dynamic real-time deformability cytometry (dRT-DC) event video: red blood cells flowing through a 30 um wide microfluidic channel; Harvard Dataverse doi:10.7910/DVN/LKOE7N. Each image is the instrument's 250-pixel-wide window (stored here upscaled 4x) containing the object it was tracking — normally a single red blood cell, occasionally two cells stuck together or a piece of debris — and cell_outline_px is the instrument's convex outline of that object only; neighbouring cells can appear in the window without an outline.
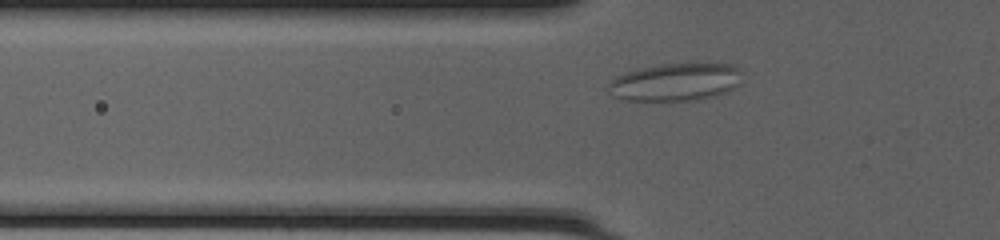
{"species": "common noctule bat (a hibernating species)", "species_latin": "Nyctalus noctula", "temperature_condition": "cold", "stored_images_in_passage": 35, "camera_frame_rate_fps": 3000, "um_per_image_px": 0.085, "animal": {"sex": "female", "body_mass_g": 20.0, "forearm_length_mm": 54.0}, "frame": {"image": 1, "passage_image": 2, "time_ms": 0.333, "image_size_px": [1000, 240], "cell_outline_px": [[740, 68], [736, 84], [728, 92], [716, 96], [672, 104], [628, 100], [612, 96], [612, 80], [616, 76], [624, 72], [636, 68], [660, 64], [732, 64]], "centroid_in_image_um": [57.38, 7.02], "position_along_channel_um": 68.4, "area_um2": 29.82}}
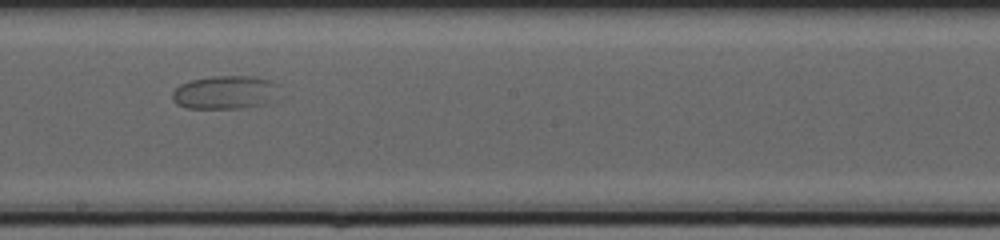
{"frame": {"image": 2, "passage_image": 14, "time_ms": 4.333, "image_size_px": [1000, 240], "cell_outline_px": [[288, 96], [264, 104], [244, 108], [188, 108], [176, 104], [172, 100], [172, 92], [180, 84], [192, 80], [212, 76], [252, 76], [268, 80], [280, 84]], "centroid_in_image_um": [19.31, 7.86], "position_along_channel_um": 228.9, "area_um2": 21.73}}
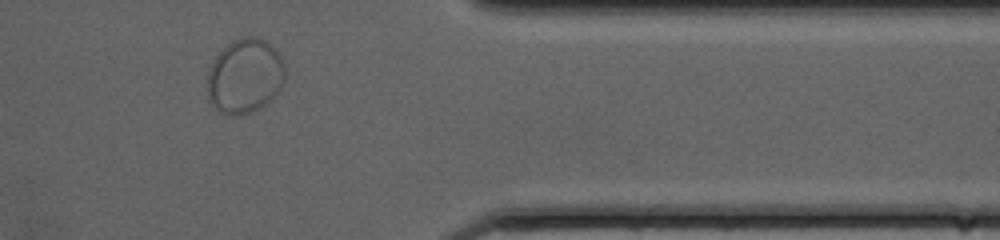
{"frame": {"image": 3, "passage_image": 27, "time_ms": 8.667, "image_size_px": [1000, 240], "cell_outline_px": [[284, 80], [280, 88], [264, 104], [248, 112], [236, 116], [232, 116], [220, 112], [208, 100], [208, 72], [216, 56], [232, 40], [244, 36], [256, 36], [272, 44], [276, 48], [284, 64]], "centroid_in_image_um": [20.81, 6.43], "position_along_channel_um": 390.6, "area_um2": 33.47}}